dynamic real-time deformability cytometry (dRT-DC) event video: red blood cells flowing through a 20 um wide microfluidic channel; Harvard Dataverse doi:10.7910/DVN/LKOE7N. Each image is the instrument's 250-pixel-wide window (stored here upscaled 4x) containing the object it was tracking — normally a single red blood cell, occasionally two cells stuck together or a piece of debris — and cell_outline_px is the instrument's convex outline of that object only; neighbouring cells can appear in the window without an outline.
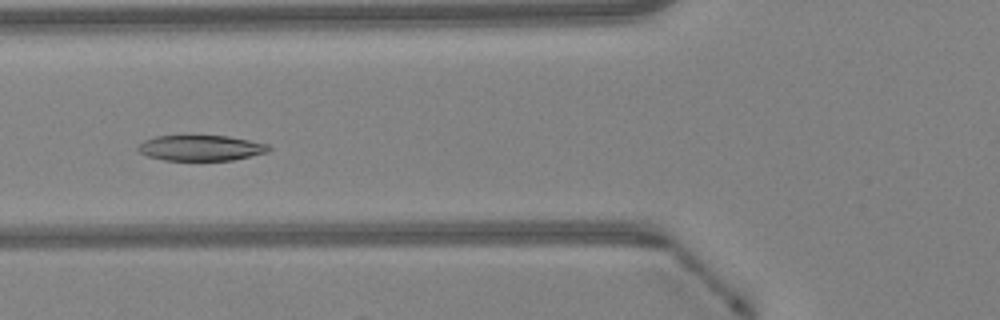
{"species": "Egyptian fruit bat (a non-hibernating species)", "species_latin": "Rousettus aegyptiacus", "temperature_condition": "warm", "stored_images_in_passage": 47, "camera_frame_rate_fps": 3000, "um_per_image_px": 0.085, "animal": {"sex": "female"}, "frame": {"image": 1, "passage_image": 18, "time_ms": 5.667, "image_size_px": [1000, 320], "cell_outline_px": [[272, 148], [268, 152], [232, 160], [164, 160], [148, 156], [140, 152], [136, 148], [144, 140], [156, 136], [228, 136], [268, 144]], "centroid_in_image_um": [17.08, 12.58], "position_along_channel_um": 108.7, "area_um2": 19.31}}
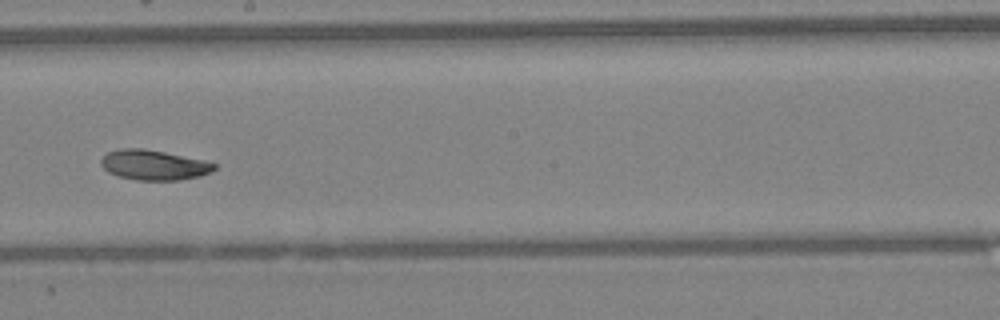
{"frame": {"image": 2, "passage_image": 27, "time_ms": 8.667, "image_size_px": [1000, 320], "cell_outline_px": [[216, 168], [200, 176], [180, 180], [136, 180], [116, 176], [108, 172], [100, 164], [100, 160], [108, 152], [120, 148], [144, 148], [204, 160], [216, 164]], "centroid_in_image_um": [13.04, 14.02], "position_along_channel_um": 235.2, "area_um2": 19.83}}
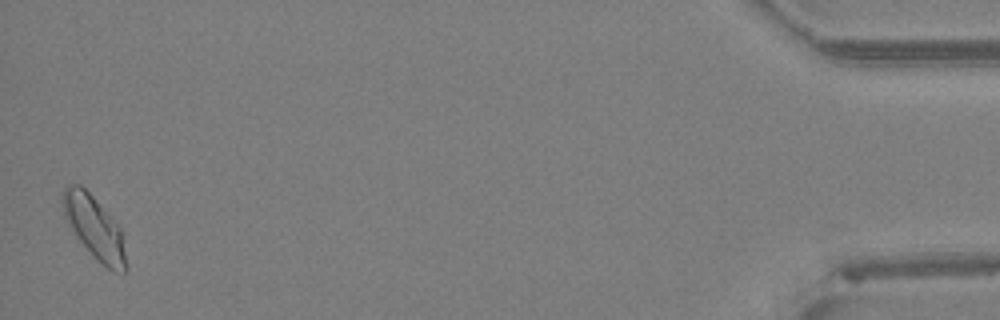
{"frame": {"image": 3, "passage_image": 47, "time_ms": 15.333, "image_size_px": [1000, 320], "cell_outline_px": [[128, 272], [116, 272], [100, 264], [96, 260], [76, 236], [64, 216], [60, 200], [60, 196], [64, 188], [68, 184], [80, 184], [92, 196], [120, 228], [128, 268]], "centroid_in_image_um": [7.99, 19.35], "position_along_channel_um": 427.2, "area_um2": 23.0}, "authors_computed_cell_mechanics": {"area_um2": 20.7502, "velocity_mm_per_s": 4.2372, "shape_relaxation_time_tau1_ms": 3.7905, "shape_relaxation_time_tau2_ms": null, "deformation_change_tau1": 0.118, "deformation_change_tau2": null}}